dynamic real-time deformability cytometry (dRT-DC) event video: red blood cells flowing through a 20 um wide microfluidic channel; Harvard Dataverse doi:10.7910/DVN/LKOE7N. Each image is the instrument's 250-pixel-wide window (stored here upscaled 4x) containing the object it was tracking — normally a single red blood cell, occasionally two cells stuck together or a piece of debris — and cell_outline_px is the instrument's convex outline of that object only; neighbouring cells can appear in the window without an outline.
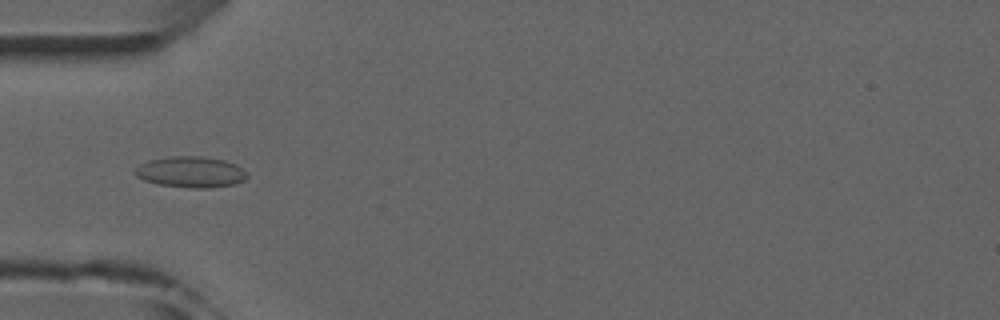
{"species": "common noctule bat (a hibernating species)", "species_latin": "Nyctalus noctula", "temperature_condition": "room temperature", "stored_images_in_passage": 6, "camera_frame_rate_fps": 3000, "um_per_image_px": 0.085, "animal": {"sex": "male", "forearm_length_mm": 52.5}, "frame": {"image": 1, "passage_image": 5, "time_ms": 4.667, "image_size_px": [1000, 320], "cell_outline_px": [[248, 176], [244, 180], [232, 184], [208, 188], [192, 188], [156, 184], [144, 180], [136, 176], [136, 168], [140, 164], [148, 160], [172, 156], [200, 156], [224, 160], [236, 164]], "centroid_in_image_um": [16.19, 14.62], "position_along_channel_um": 68.8, "area_um2": 20.06}}
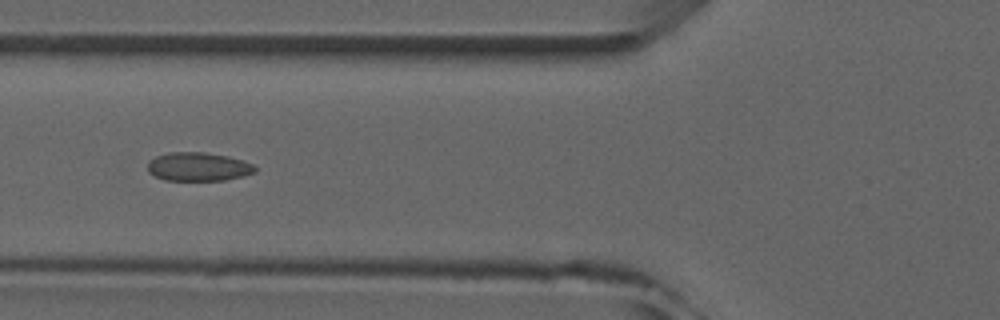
{"frame": {"image": 2, "passage_image": 6, "time_ms": 5.667, "image_size_px": [1000, 320], "cell_outline_px": [[256, 172], [224, 180], [164, 180], [148, 172], [148, 160], [156, 156], [168, 152], [204, 152], [228, 156], [244, 160], [252, 164], [256, 168]], "centroid_in_image_um": [16.83, 14.16], "position_along_channel_um": 109.0, "area_um2": 17.92}}